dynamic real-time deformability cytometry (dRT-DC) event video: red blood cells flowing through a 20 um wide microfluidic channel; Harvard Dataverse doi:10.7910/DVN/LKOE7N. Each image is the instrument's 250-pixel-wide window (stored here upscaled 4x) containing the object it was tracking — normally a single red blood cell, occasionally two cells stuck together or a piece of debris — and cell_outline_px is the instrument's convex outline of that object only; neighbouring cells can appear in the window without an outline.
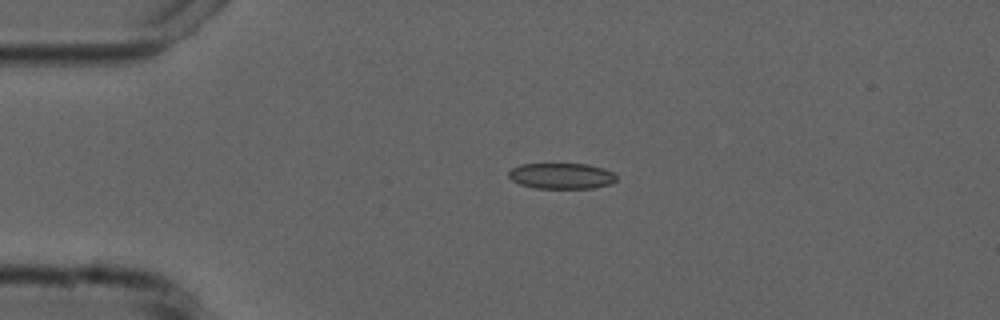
{"species": "common noctule bat (a hibernating species)", "species_latin": "Nyctalus noctula", "temperature_condition": "cold", "stored_images_in_passage": 4, "camera_frame_rate_fps": 3000, "um_per_image_px": 0.085, "animal": {"sex": "male", "forearm_length_mm": 52.5}, "frame": {"image": 1, "passage_image": 3, "time_ms": 3.333, "image_size_px": [1000, 320], "cell_outline_px": [[616, 180], [612, 184], [592, 188], [536, 188], [520, 184], [512, 180], [508, 176], [508, 172], [512, 168], [520, 164], [588, 164], [604, 168], [612, 172], [616, 176]], "centroid_in_image_um": [47.73, 14.95], "position_along_channel_um": 37.3, "area_um2": 16.24}}